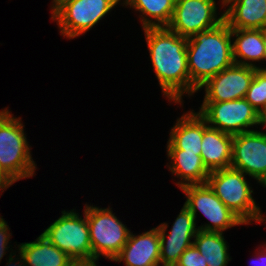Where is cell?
<instances>
[{"label": "cell", "instance_id": "cell-17", "mask_svg": "<svg viewBox=\"0 0 266 266\" xmlns=\"http://www.w3.org/2000/svg\"><path fill=\"white\" fill-rule=\"evenodd\" d=\"M232 142L233 135L210 126L204 130L200 155L209 172L231 166Z\"/></svg>", "mask_w": 266, "mask_h": 266}, {"label": "cell", "instance_id": "cell-11", "mask_svg": "<svg viewBox=\"0 0 266 266\" xmlns=\"http://www.w3.org/2000/svg\"><path fill=\"white\" fill-rule=\"evenodd\" d=\"M230 167L266 187V133L254 130L234 135Z\"/></svg>", "mask_w": 266, "mask_h": 266}, {"label": "cell", "instance_id": "cell-7", "mask_svg": "<svg viewBox=\"0 0 266 266\" xmlns=\"http://www.w3.org/2000/svg\"><path fill=\"white\" fill-rule=\"evenodd\" d=\"M121 0H68L62 2L53 12L61 35L69 39L89 31Z\"/></svg>", "mask_w": 266, "mask_h": 266}, {"label": "cell", "instance_id": "cell-10", "mask_svg": "<svg viewBox=\"0 0 266 266\" xmlns=\"http://www.w3.org/2000/svg\"><path fill=\"white\" fill-rule=\"evenodd\" d=\"M215 0H176L167 28L182 37L218 26L224 21V13L217 18Z\"/></svg>", "mask_w": 266, "mask_h": 266}, {"label": "cell", "instance_id": "cell-20", "mask_svg": "<svg viewBox=\"0 0 266 266\" xmlns=\"http://www.w3.org/2000/svg\"><path fill=\"white\" fill-rule=\"evenodd\" d=\"M231 36L236 37L232 43L234 62L258 68L252 62L264 59V29H231Z\"/></svg>", "mask_w": 266, "mask_h": 266}, {"label": "cell", "instance_id": "cell-2", "mask_svg": "<svg viewBox=\"0 0 266 266\" xmlns=\"http://www.w3.org/2000/svg\"><path fill=\"white\" fill-rule=\"evenodd\" d=\"M231 37V28L223 21L216 27L187 38L190 81L197 89L235 63Z\"/></svg>", "mask_w": 266, "mask_h": 266}, {"label": "cell", "instance_id": "cell-28", "mask_svg": "<svg viewBox=\"0 0 266 266\" xmlns=\"http://www.w3.org/2000/svg\"><path fill=\"white\" fill-rule=\"evenodd\" d=\"M256 254L258 255V258L255 259L260 261L259 263L262 264L261 266H266V247L263 248V250H259Z\"/></svg>", "mask_w": 266, "mask_h": 266}, {"label": "cell", "instance_id": "cell-14", "mask_svg": "<svg viewBox=\"0 0 266 266\" xmlns=\"http://www.w3.org/2000/svg\"><path fill=\"white\" fill-rule=\"evenodd\" d=\"M112 261H124L126 266H153L160 263L158 228L137 236L130 233L128 241Z\"/></svg>", "mask_w": 266, "mask_h": 266}, {"label": "cell", "instance_id": "cell-26", "mask_svg": "<svg viewBox=\"0 0 266 266\" xmlns=\"http://www.w3.org/2000/svg\"><path fill=\"white\" fill-rule=\"evenodd\" d=\"M14 180L3 170L0 166V190L4 192L5 189L14 184Z\"/></svg>", "mask_w": 266, "mask_h": 266}, {"label": "cell", "instance_id": "cell-30", "mask_svg": "<svg viewBox=\"0 0 266 266\" xmlns=\"http://www.w3.org/2000/svg\"><path fill=\"white\" fill-rule=\"evenodd\" d=\"M259 122L261 125L266 126V106L259 113Z\"/></svg>", "mask_w": 266, "mask_h": 266}, {"label": "cell", "instance_id": "cell-33", "mask_svg": "<svg viewBox=\"0 0 266 266\" xmlns=\"http://www.w3.org/2000/svg\"><path fill=\"white\" fill-rule=\"evenodd\" d=\"M159 264H160V263H158V264H155V265H153V266H160ZM161 266H164V265H161Z\"/></svg>", "mask_w": 266, "mask_h": 266}, {"label": "cell", "instance_id": "cell-21", "mask_svg": "<svg viewBox=\"0 0 266 266\" xmlns=\"http://www.w3.org/2000/svg\"><path fill=\"white\" fill-rule=\"evenodd\" d=\"M176 0H124L123 6H130L142 13V27H167L171 21ZM149 17V18H148ZM154 20V21H153Z\"/></svg>", "mask_w": 266, "mask_h": 266}, {"label": "cell", "instance_id": "cell-32", "mask_svg": "<svg viewBox=\"0 0 266 266\" xmlns=\"http://www.w3.org/2000/svg\"><path fill=\"white\" fill-rule=\"evenodd\" d=\"M65 1H68V0H52V12L62 3V2H65Z\"/></svg>", "mask_w": 266, "mask_h": 266}, {"label": "cell", "instance_id": "cell-8", "mask_svg": "<svg viewBox=\"0 0 266 266\" xmlns=\"http://www.w3.org/2000/svg\"><path fill=\"white\" fill-rule=\"evenodd\" d=\"M186 195L185 206L196 220L199 210L210 221L198 227L201 231L220 232L228 228L245 224L215 194L208 183L186 185L180 188Z\"/></svg>", "mask_w": 266, "mask_h": 266}, {"label": "cell", "instance_id": "cell-1", "mask_svg": "<svg viewBox=\"0 0 266 266\" xmlns=\"http://www.w3.org/2000/svg\"><path fill=\"white\" fill-rule=\"evenodd\" d=\"M152 67L163 94L174 103H183L184 93L198 89L191 83L187 62V38L167 27L143 28Z\"/></svg>", "mask_w": 266, "mask_h": 266}, {"label": "cell", "instance_id": "cell-5", "mask_svg": "<svg viewBox=\"0 0 266 266\" xmlns=\"http://www.w3.org/2000/svg\"><path fill=\"white\" fill-rule=\"evenodd\" d=\"M112 208H99L86 205L89 235L92 248V261L105 256L113 260L129 239L130 231L111 211Z\"/></svg>", "mask_w": 266, "mask_h": 266}, {"label": "cell", "instance_id": "cell-16", "mask_svg": "<svg viewBox=\"0 0 266 266\" xmlns=\"http://www.w3.org/2000/svg\"><path fill=\"white\" fill-rule=\"evenodd\" d=\"M226 5L224 21L231 29H266V0H224Z\"/></svg>", "mask_w": 266, "mask_h": 266}, {"label": "cell", "instance_id": "cell-25", "mask_svg": "<svg viewBox=\"0 0 266 266\" xmlns=\"http://www.w3.org/2000/svg\"><path fill=\"white\" fill-rule=\"evenodd\" d=\"M9 229L6 221L0 216V262L3 255H6V250L10 248L7 245L11 237Z\"/></svg>", "mask_w": 266, "mask_h": 266}, {"label": "cell", "instance_id": "cell-9", "mask_svg": "<svg viewBox=\"0 0 266 266\" xmlns=\"http://www.w3.org/2000/svg\"><path fill=\"white\" fill-rule=\"evenodd\" d=\"M198 113L208 126L233 136L254 131L248 128L260 125L259 112L245 98L203 102Z\"/></svg>", "mask_w": 266, "mask_h": 266}, {"label": "cell", "instance_id": "cell-4", "mask_svg": "<svg viewBox=\"0 0 266 266\" xmlns=\"http://www.w3.org/2000/svg\"><path fill=\"white\" fill-rule=\"evenodd\" d=\"M242 171L232 167L210 172L207 183L216 196L234 213L245 225L254 220L257 223L266 222L262 211L252 196L253 190L246 181Z\"/></svg>", "mask_w": 266, "mask_h": 266}, {"label": "cell", "instance_id": "cell-18", "mask_svg": "<svg viewBox=\"0 0 266 266\" xmlns=\"http://www.w3.org/2000/svg\"><path fill=\"white\" fill-rule=\"evenodd\" d=\"M168 159L171 164L168 166L172 174H176L181 179L177 182L179 188L207 183L210 172L203 164L201 155L186 152L185 150H167ZM173 161V162H172Z\"/></svg>", "mask_w": 266, "mask_h": 266}, {"label": "cell", "instance_id": "cell-29", "mask_svg": "<svg viewBox=\"0 0 266 266\" xmlns=\"http://www.w3.org/2000/svg\"><path fill=\"white\" fill-rule=\"evenodd\" d=\"M97 260L93 261H83V262H74L72 266H97Z\"/></svg>", "mask_w": 266, "mask_h": 266}, {"label": "cell", "instance_id": "cell-13", "mask_svg": "<svg viewBox=\"0 0 266 266\" xmlns=\"http://www.w3.org/2000/svg\"><path fill=\"white\" fill-rule=\"evenodd\" d=\"M256 69L234 63L209 78L198 89L205 87L203 102H223L245 98Z\"/></svg>", "mask_w": 266, "mask_h": 266}, {"label": "cell", "instance_id": "cell-24", "mask_svg": "<svg viewBox=\"0 0 266 266\" xmlns=\"http://www.w3.org/2000/svg\"><path fill=\"white\" fill-rule=\"evenodd\" d=\"M176 265L207 266V263L204 261L203 255L200 254L199 250L193 244L182 253Z\"/></svg>", "mask_w": 266, "mask_h": 266}, {"label": "cell", "instance_id": "cell-31", "mask_svg": "<svg viewBox=\"0 0 266 266\" xmlns=\"http://www.w3.org/2000/svg\"><path fill=\"white\" fill-rule=\"evenodd\" d=\"M263 60L266 61V29H264V59ZM257 69L266 70V67L265 68L258 67Z\"/></svg>", "mask_w": 266, "mask_h": 266}, {"label": "cell", "instance_id": "cell-3", "mask_svg": "<svg viewBox=\"0 0 266 266\" xmlns=\"http://www.w3.org/2000/svg\"><path fill=\"white\" fill-rule=\"evenodd\" d=\"M20 119L8 109L0 111V166L15 182L32 177L37 169Z\"/></svg>", "mask_w": 266, "mask_h": 266}, {"label": "cell", "instance_id": "cell-6", "mask_svg": "<svg viewBox=\"0 0 266 266\" xmlns=\"http://www.w3.org/2000/svg\"><path fill=\"white\" fill-rule=\"evenodd\" d=\"M84 218L73 210L62 211L54 223L42 233L74 262L92 261V248L86 213Z\"/></svg>", "mask_w": 266, "mask_h": 266}, {"label": "cell", "instance_id": "cell-15", "mask_svg": "<svg viewBox=\"0 0 266 266\" xmlns=\"http://www.w3.org/2000/svg\"><path fill=\"white\" fill-rule=\"evenodd\" d=\"M192 111L177 119L170 132L167 150H185L196 155L201 154L203 132L208 124L198 112Z\"/></svg>", "mask_w": 266, "mask_h": 266}, {"label": "cell", "instance_id": "cell-27", "mask_svg": "<svg viewBox=\"0 0 266 266\" xmlns=\"http://www.w3.org/2000/svg\"><path fill=\"white\" fill-rule=\"evenodd\" d=\"M18 254H20V259L22 260H17V263H15L13 256H12V253H10V256H9V259H8V263H7V266H27L25 264V261H24V257L23 255L21 254V252H19ZM13 261V262H12ZM19 261V262H18ZM12 263V264H11ZM18 264V265H17Z\"/></svg>", "mask_w": 266, "mask_h": 266}, {"label": "cell", "instance_id": "cell-23", "mask_svg": "<svg viewBox=\"0 0 266 266\" xmlns=\"http://www.w3.org/2000/svg\"><path fill=\"white\" fill-rule=\"evenodd\" d=\"M245 99L260 113L266 106V70H255Z\"/></svg>", "mask_w": 266, "mask_h": 266}, {"label": "cell", "instance_id": "cell-22", "mask_svg": "<svg viewBox=\"0 0 266 266\" xmlns=\"http://www.w3.org/2000/svg\"><path fill=\"white\" fill-rule=\"evenodd\" d=\"M193 240L207 266H227L231 258L223 233L199 230Z\"/></svg>", "mask_w": 266, "mask_h": 266}, {"label": "cell", "instance_id": "cell-19", "mask_svg": "<svg viewBox=\"0 0 266 266\" xmlns=\"http://www.w3.org/2000/svg\"><path fill=\"white\" fill-rule=\"evenodd\" d=\"M27 266H72L74 261L41 234L35 241L18 245Z\"/></svg>", "mask_w": 266, "mask_h": 266}, {"label": "cell", "instance_id": "cell-12", "mask_svg": "<svg viewBox=\"0 0 266 266\" xmlns=\"http://www.w3.org/2000/svg\"><path fill=\"white\" fill-rule=\"evenodd\" d=\"M195 227L194 215L185 205L175 219L168 236H166L167 223H161L157 226L160 238V263L162 265H176L182 253L193 245L194 241L191 240L199 231Z\"/></svg>", "mask_w": 266, "mask_h": 266}]
</instances>
